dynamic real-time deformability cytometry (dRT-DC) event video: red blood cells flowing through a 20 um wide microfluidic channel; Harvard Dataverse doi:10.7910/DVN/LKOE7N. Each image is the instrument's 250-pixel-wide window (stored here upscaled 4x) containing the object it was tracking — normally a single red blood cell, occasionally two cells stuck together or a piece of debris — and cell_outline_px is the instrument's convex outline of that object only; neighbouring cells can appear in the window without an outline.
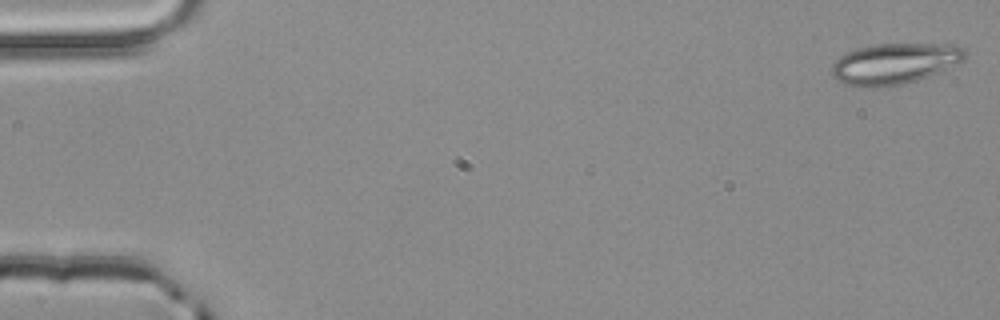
{"species": "common noctule bat (a hibernating species)", "species_latin": "Nyctalus noctula", "temperature_condition": "room temperature", "stored_images_in_passage": 4, "camera_frame_rate_fps": 3000, "um_per_image_px": 0.085, "animal": {"sex": "male", "body_mass_g": 20.4}, "frame": {"image": 1, "passage_image": 1, "time_ms": 0.0, "image_size_px": [1000, 320], "cell_outline_px": [[968, 56], [964, 60], [956, 64], [928, 76], [904, 84], [876, 88], [868, 88], [848, 84], [836, 80], [832, 76], [832, 64], [840, 56], [856, 48], [876, 44], [956, 44], [964, 48], [968, 52]], "centroid_in_image_um": [76.06, 5.4], "position_along_channel_um": 8.9, "area_um2": 31.91}}